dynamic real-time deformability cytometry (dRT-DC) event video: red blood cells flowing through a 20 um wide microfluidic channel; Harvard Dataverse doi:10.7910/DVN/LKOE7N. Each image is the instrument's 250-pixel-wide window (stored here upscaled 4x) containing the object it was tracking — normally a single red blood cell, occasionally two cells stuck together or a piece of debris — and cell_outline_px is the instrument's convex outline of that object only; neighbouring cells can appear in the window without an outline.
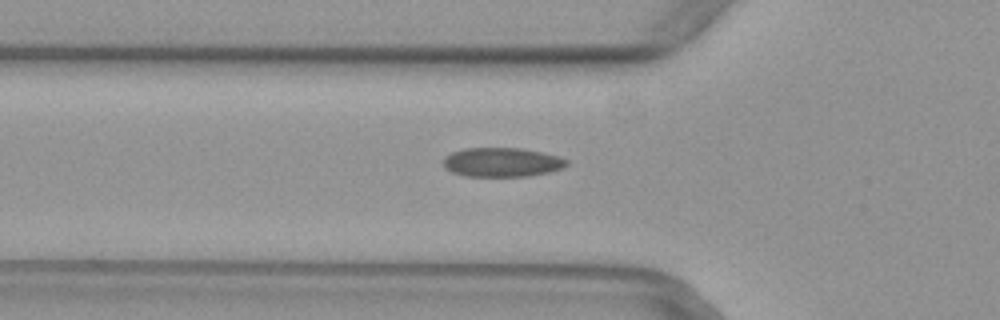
{"species": "common noctule bat (a hibernating species)", "species_latin": "Nyctalus noctula", "temperature_condition": "warm", "stored_images_in_passage": 35, "camera_frame_rate_fps": 3000, "um_per_image_px": 0.085, "animal": {"sex": "female", "body_mass_g": 29.2, "forearm_length_mm": 56.3}, "frame": {"image": 1, "passage_image": 5, "time_ms": 1.333, "image_size_px": [1000, 320], "cell_outline_px": [[568, 164], [564, 168], [548, 172], [528, 176], [464, 176], [452, 172], [444, 168], [444, 156], [452, 152], [464, 148], [520, 148], [560, 156], [568, 160]], "centroid_in_image_um": [42.66, 13.79], "position_along_channel_um": 83.1, "area_um2": 21.04}}
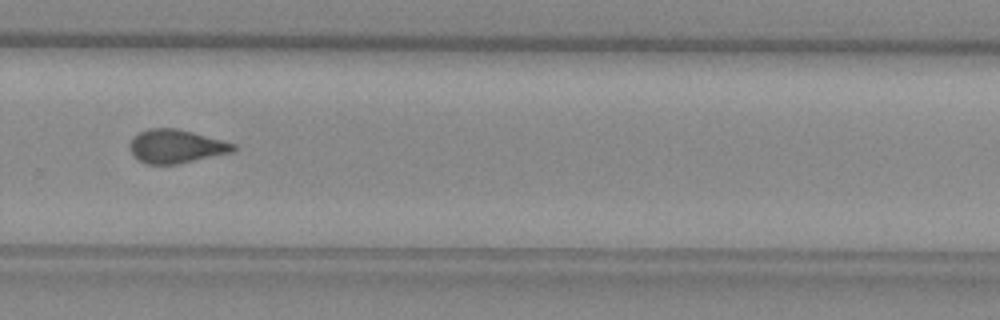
{"frame": {"image": 2, "passage_image": 22, "time_ms": 7.0, "image_size_px": [1000, 320], "cell_outline_px": [[236, 148], [232, 152], [176, 164], [148, 164], [140, 160], [132, 152], [128, 144], [140, 132], [148, 128], [176, 128], [192, 132], [236, 144]], "centroid_in_image_um": [14.97, 12.43], "position_along_channel_um": 314.8, "area_um2": 19.83}}
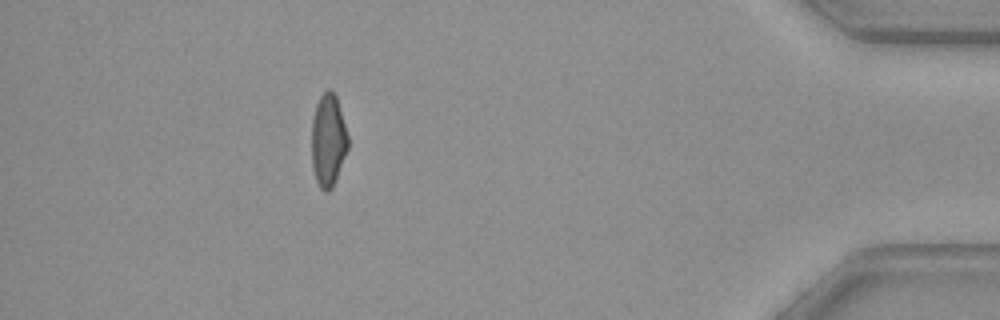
{"frame": {"image": 3, "passage_image": 33, "time_ms": 10.667, "image_size_px": [1000, 320], "cell_outline_px": [[348, 148], [336, 180], [332, 188], [328, 192], [324, 192], [320, 188], [316, 180], [312, 168], [312, 120], [316, 104], [320, 96], [328, 88], [332, 88], [336, 96], [348, 136]], "centroid_in_image_um": [27.89, 11.94], "position_along_channel_um": 407.3, "area_um2": 19.71}}